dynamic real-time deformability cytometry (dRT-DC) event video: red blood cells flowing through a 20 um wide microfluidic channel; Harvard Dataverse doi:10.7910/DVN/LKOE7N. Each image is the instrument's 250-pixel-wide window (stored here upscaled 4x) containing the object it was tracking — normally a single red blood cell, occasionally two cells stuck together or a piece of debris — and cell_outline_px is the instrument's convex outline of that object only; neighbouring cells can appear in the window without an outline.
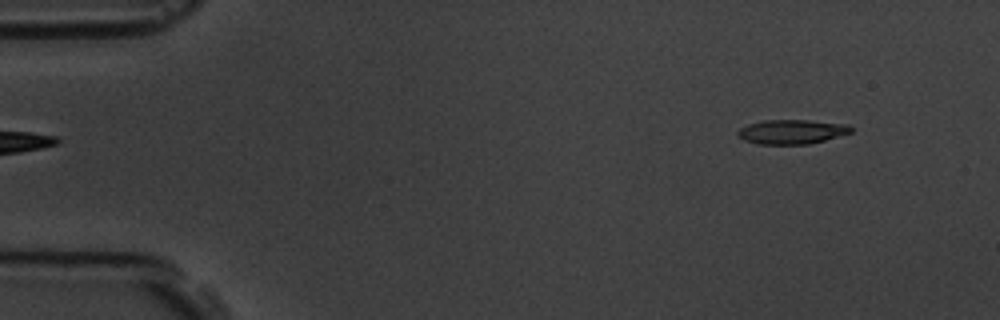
{"species": "common noctule bat (a hibernating species)", "species_latin": "Nyctalus noctula", "temperature_condition": "room temperature", "stored_images_in_passage": 8, "camera_frame_rate_fps": 3000, "um_per_image_px": 0.085, "animal": {"sex": "male", "body_mass_g": 19.5, "forearm_length_mm": 54.6}, "frame": {"image": 1, "passage_image": 1, "time_ms": 0.0, "image_size_px": [1000, 320], "cell_outline_px": [[852, 132], [824, 140], [808, 144], [756, 144], [744, 140], [736, 132], [740, 128], [748, 124], [764, 120], [808, 120], [848, 124], [852, 128]], "centroid_in_image_um": [67.29, 11.19], "position_along_channel_um": 17.7, "area_um2": 16.01}}